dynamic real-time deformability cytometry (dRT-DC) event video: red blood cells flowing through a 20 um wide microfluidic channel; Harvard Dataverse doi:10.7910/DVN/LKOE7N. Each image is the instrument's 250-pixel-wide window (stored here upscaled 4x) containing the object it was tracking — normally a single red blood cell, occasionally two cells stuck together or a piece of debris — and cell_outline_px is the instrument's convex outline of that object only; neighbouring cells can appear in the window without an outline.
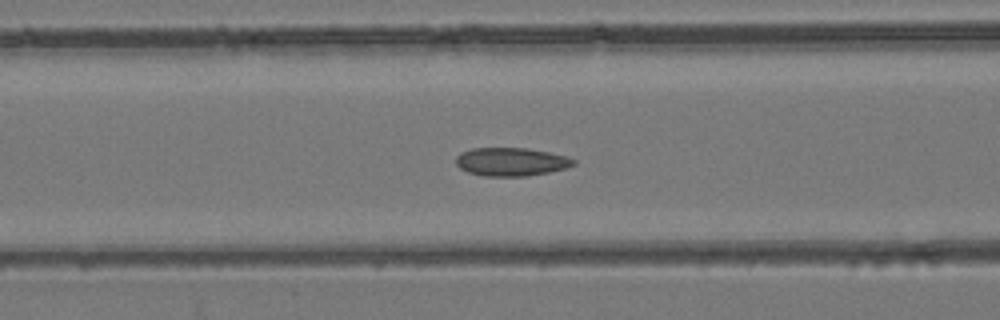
{"species": "common noctule bat (a hibernating species)", "species_latin": "Nyctalus noctula", "temperature_condition": "room temperature", "stored_images_in_passage": 49, "camera_frame_rate_fps": 3000, "um_per_image_px": 0.085, "animal": {"sex": "female", "body_mass_g": 24.6, "forearm_length_mm": 56.2}, "frame": {"image": 1, "passage_image": 20, "time_ms": 6.333, "image_size_px": [1000, 320], "cell_outline_px": [[576, 164], [568, 168], [528, 176], [484, 176], [468, 172], [460, 168], [456, 164], [456, 156], [460, 152], [472, 148], [528, 148], [568, 156], [576, 160]], "centroid_in_image_um": [43.47, 13.75], "position_along_channel_um": 123.1, "area_um2": 19.59}}
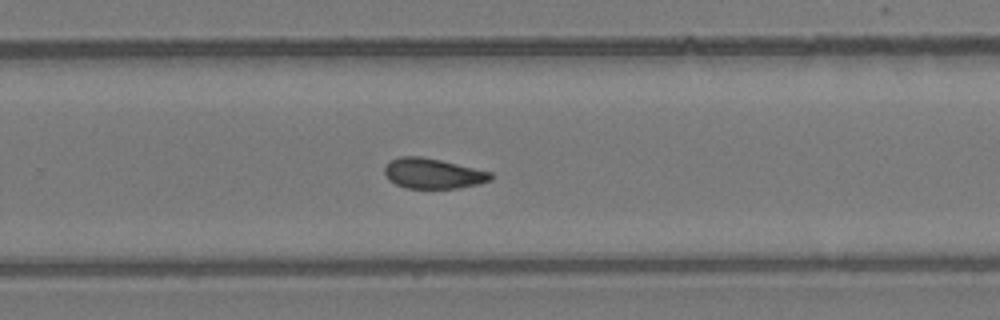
{"frame": {"image": 2, "passage_image": 32, "time_ms": 10.333, "image_size_px": [1000, 320], "cell_outline_px": [[492, 180], [480, 184], [456, 188], [408, 188], [396, 184], [388, 180], [384, 172], [384, 168], [388, 160], [400, 156], [420, 156], [440, 160], [492, 172]], "centroid_in_image_um": [36.78, 14.74], "position_along_channel_um": 293.0, "area_um2": 18.79}}
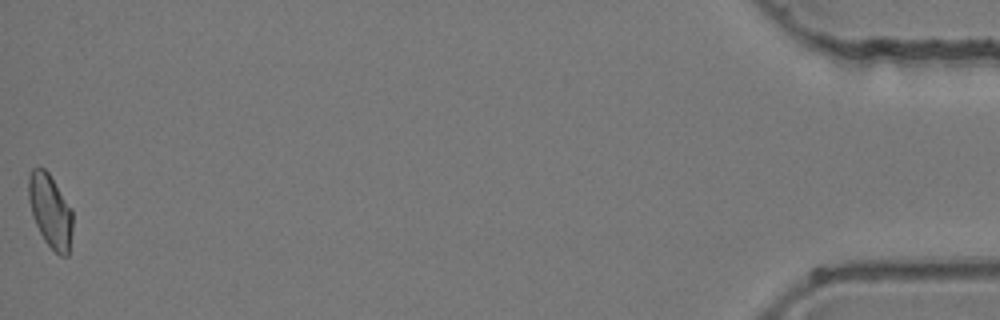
{"frame": {"image": 3, "passage_image": 49, "time_ms": 16.0, "image_size_px": [1000, 320], "cell_outline_px": [[72, 232], [68, 256], [60, 256], [44, 240], [36, 224], [28, 200], [28, 176], [32, 168], [44, 168], [48, 172], [72, 208]], "centroid_in_image_um": [4.28, 17.92], "position_along_channel_um": 430.9, "area_um2": 18.79}}